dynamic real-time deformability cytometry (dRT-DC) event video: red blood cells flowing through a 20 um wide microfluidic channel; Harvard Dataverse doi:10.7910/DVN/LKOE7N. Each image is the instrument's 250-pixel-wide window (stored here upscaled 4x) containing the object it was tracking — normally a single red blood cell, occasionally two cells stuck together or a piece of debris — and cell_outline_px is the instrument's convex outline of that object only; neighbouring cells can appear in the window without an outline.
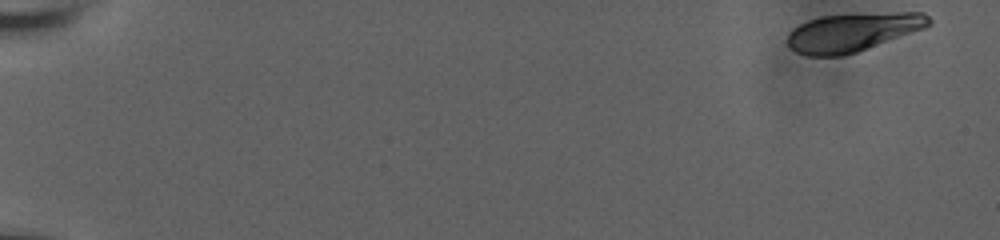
{"species": "human", "species_latin": "Homo sapiens", "temperature_condition": "room temperature", "stored_images_in_passage": 57, "camera_frame_rate_fps": 3000, "um_per_image_px": 0.085, "donor": {"sex": "male"}, "frame": {"image": 1, "passage_image": 1, "time_ms": 0.0, "image_size_px": [1000, 240], "cell_outline_px": [[932, 24], [924, 28], [856, 52], [840, 56], [808, 56], [796, 52], [788, 44], [788, 32], [792, 28], [808, 20], [820, 16], [896, 12], [924, 12], [932, 20]], "centroid_in_image_um": [72.48, 2.72], "position_along_channel_um": 12.5, "area_um2": 31.56}}
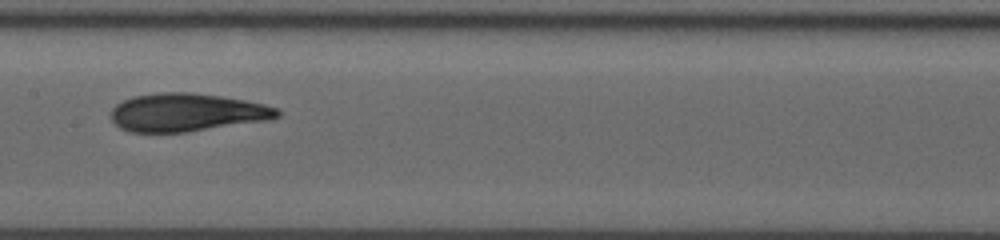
{"frame": {"image": 2, "passage_image": 31, "time_ms": 10.0, "image_size_px": [1000, 240], "cell_outline_px": [[280, 116], [268, 120], [184, 132], [128, 132], [120, 128], [112, 120], [112, 108], [116, 104], [132, 96], [160, 92], [192, 92], [220, 96], [244, 100], [264, 104], [280, 108]], "centroid_in_image_um": [15.88, 9.55], "position_along_channel_um": 191.5, "area_um2": 36.88}}
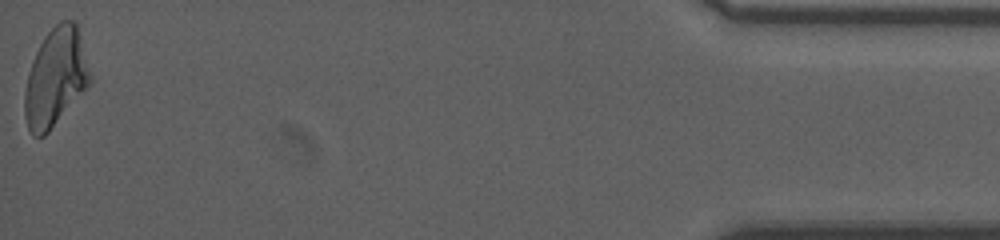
{"frame": {"image": 3, "passage_image": 57, "time_ms": 18.667, "image_size_px": [1000, 240], "cell_outline_px": [[92, 80], [48, 132], [44, 136], [32, 136], [28, 128], [24, 116], [24, 92], [28, 72], [32, 60], [44, 36], [60, 20], [72, 20], [76, 24], [92, 76]], "centroid_in_image_um": [4.69, 6.59], "position_along_channel_um": 430.5, "area_um2": 36.88}, "authors_computed_cell_mechanics": {"area_um2": 35.7204, "velocity_mm_per_s": 3.7244, "shape_relaxation_time_tau1_ms": 6.9046, "shape_relaxation_time_tau2_ms": 1.4075, "deformation_change_tau1": 0.1984, "deformation_change_tau2": 0.0638}}